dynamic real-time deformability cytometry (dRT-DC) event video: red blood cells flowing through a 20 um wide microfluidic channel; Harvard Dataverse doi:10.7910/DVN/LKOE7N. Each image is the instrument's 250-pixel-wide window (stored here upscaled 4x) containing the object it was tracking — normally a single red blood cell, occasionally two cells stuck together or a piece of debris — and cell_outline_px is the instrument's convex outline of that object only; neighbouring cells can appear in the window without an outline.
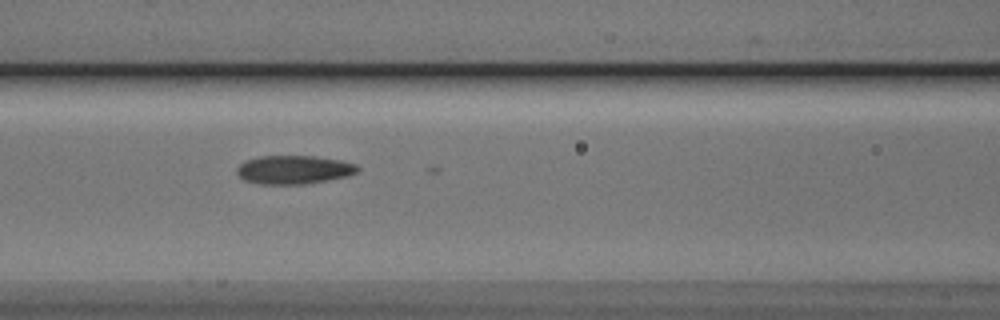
{"species": "Egyptian fruit bat (a non-hibernating species)", "species_latin": "Rousettus aegyptiacus", "temperature_condition": "cold", "stored_images_in_passage": 17, "camera_frame_rate_fps": 3000, "um_per_image_px": 0.085, "animal": {"sex": "male"}, "frame": {"image": 1, "passage_image": 10, "time_ms": 3.0, "image_size_px": [1000, 320], "cell_outline_px": [[360, 168], [356, 172], [348, 176], [304, 184], [260, 184], [244, 180], [236, 172], [236, 168], [240, 164], [248, 160], [260, 156], [316, 156], [340, 160], [356, 164]], "centroid_in_image_um": [24.98, 14.42], "position_along_channel_um": 141.6, "area_um2": 20.0}}
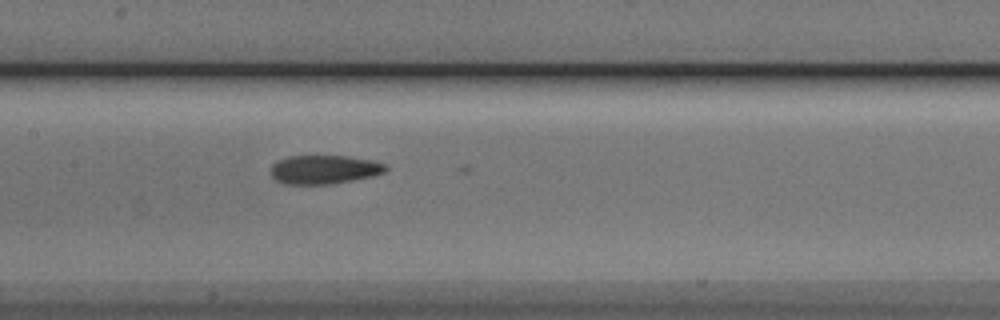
{"frame": {"image": 2, "passage_image": 13, "time_ms": 4.0, "image_size_px": [1000, 320], "cell_outline_px": [[388, 168], [384, 172], [372, 176], [352, 180], [328, 184], [284, 184], [276, 180], [272, 176], [272, 164], [288, 156], [348, 156], [372, 160], [384, 164]], "centroid_in_image_um": [27.55, 14.41], "position_along_channel_um": 179.8, "area_um2": 19.07}}